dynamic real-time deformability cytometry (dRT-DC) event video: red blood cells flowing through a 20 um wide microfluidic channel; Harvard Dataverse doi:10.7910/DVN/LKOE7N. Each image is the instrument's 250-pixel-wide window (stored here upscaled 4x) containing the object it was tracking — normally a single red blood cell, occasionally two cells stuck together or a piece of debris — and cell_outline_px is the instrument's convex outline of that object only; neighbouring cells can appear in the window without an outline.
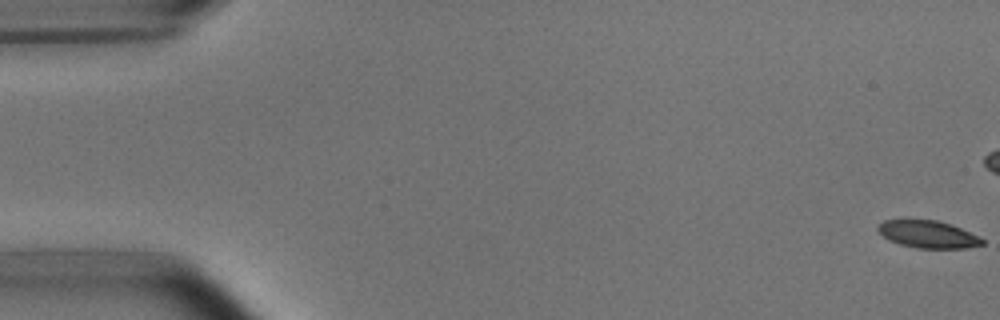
{"species": "common noctule bat (a hibernating species)", "species_latin": "Nyctalus noctula", "temperature_condition": "room temperature", "stored_images_in_passage": 54, "camera_frame_rate_fps": 3000, "um_per_image_px": 0.085, "animal": {"sex": "male", "body_mass_g": 15.6}, "frame": {"image": 1, "passage_image": 1, "time_ms": 0.0, "image_size_px": [1000, 320], "cell_outline_px": [[984, 244], [968, 248], [916, 248], [900, 244], [888, 240], [876, 228], [884, 220], [936, 220], [960, 228], [980, 236], [984, 240]], "centroid_in_image_um": [78.9, 19.93], "position_along_channel_um": 6.1, "area_um2": 16.47}}
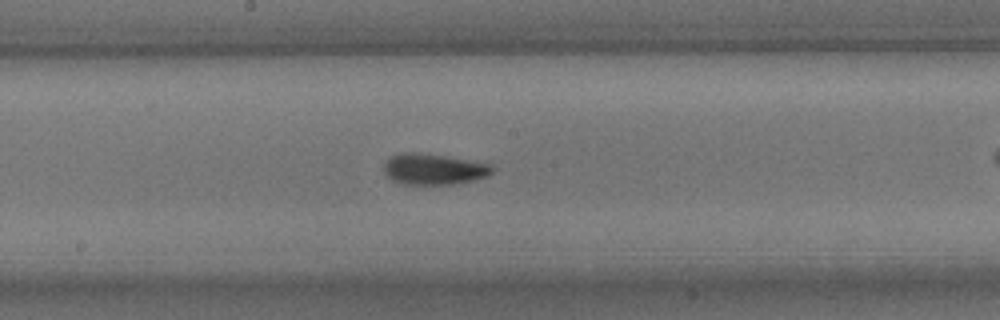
{"frame": {"image": 2, "passage_image": 29, "time_ms": 9.333, "image_size_px": [1000, 320], "cell_outline_px": [[496, 168], [488, 176], [476, 180], [452, 184], [400, 184], [392, 180], [384, 172], [384, 164], [388, 156], [400, 152], [416, 152], [444, 156], [492, 164]], "centroid_in_image_um": [36.86, 14.37], "position_along_channel_um": 211.3, "area_um2": 19.77}}
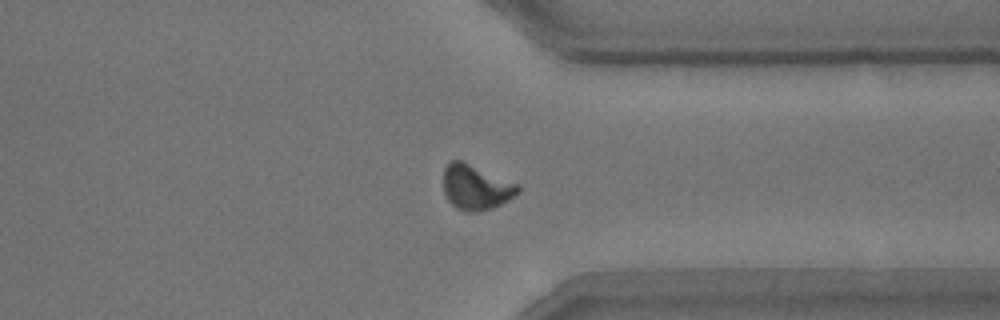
{"frame": {"image": 3, "passage_image": 42, "time_ms": 13.667, "image_size_px": [1000, 320], "cell_outline_px": [[520, 192], [508, 200], [492, 208], [480, 212], [464, 212], [456, 208], [448, 200], [444, 192], [444, 168], [452, 160], [460, 160], [520, 184]], "centroid_in_image_um": [40.47, 15.94], "position_along_channel_um": 370.9, "area_um2": 19.59}}